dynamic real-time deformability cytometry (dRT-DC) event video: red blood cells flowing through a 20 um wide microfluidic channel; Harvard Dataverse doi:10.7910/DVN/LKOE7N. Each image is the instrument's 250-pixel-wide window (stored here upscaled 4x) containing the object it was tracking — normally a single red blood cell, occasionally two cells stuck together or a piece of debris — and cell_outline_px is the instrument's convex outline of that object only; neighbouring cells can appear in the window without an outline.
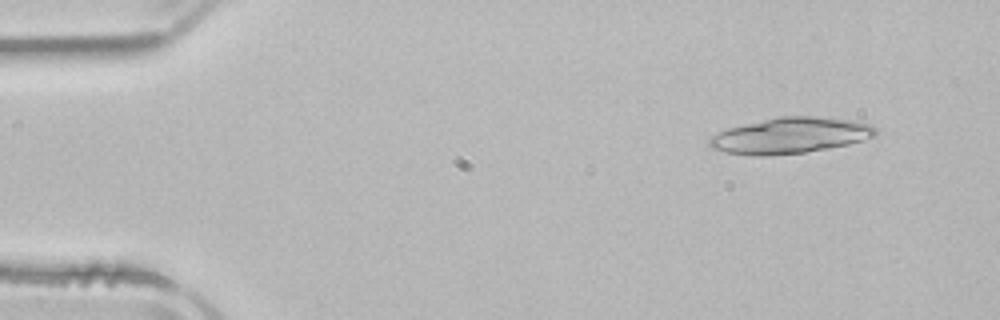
{"species": "common noctule bat (a hibernating species)", "species_latin": "Nyctalus noctula", "temperature_condition": "room temperature", "stored_images_in_passage": 31, "camera_frame_rate_fps": 3000, "um_per_image_px": 0.085, "animal": {"sex": "male", "body_mass_g": 21.5, "forearm_length_mm": 52.0}, "frame": {"image": 1, "passage_image": 5, "time_ms": 1.333, "image_size_px": [1000, 320], "cell_outline_px": [[876, 136], [848, 144], [828, 148], [804, 152], [764, 156], [756, 156], [724, 152], [708, 148], [708, 140], [712, 136], [728, 128], [780, 116], [820, 116], [848, 120], [872, 124], [876, 128]], "centroid_in_image_um": [67.16, 11.52], "position_along_channel_um": 17.8, "area_um2": 34.62}}